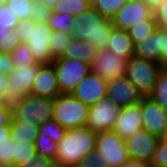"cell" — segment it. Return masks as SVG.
I'll return each mask as SVG.
<instances>
[{
  "label": "cell",
  "instance_id": "cell-27",
  "mask_svg": "<svg viewBox=\"0 0 167 167\" xmlns=\"http://www.w3.org/2000/svg\"><path fill=\"white\" fill-rule=\"evenodd\" d=\"M74 21L75 16L71 15L70 13L60 14L52 11L47 24L53 31L72 33Z\"/></svg>",
  "mask_w": 167,
  "mask_h": 167
},
{
  "label": "cell",
  "instance_id": "cell-8",
  "mask_svg": "<svg viewBox=\"0 0 167 167\" xmlns=\"http://www.w3.org/2000/svg\"><path fill=\"white\" fill-rule=\"evenodd\" d=\"M52 63L61 93H71L91 71L90 65L84 63L81 59L56 58Z\"/></svg>",
  "mask_w": 167,
  "mask_h": 167
},
{
  "label": "cell",
  "instance_id": "cell-32",
  "mask_svg": "<svg viewBox=\"0 0 167 167\" xmlns=\"http://www.w3.org/2000/svg\"><path fill=\"white\" fill-rule=\"evenodd\" d=\"M34 0H6V5L17 15L20 21L31 19V10Z\"/></svg>",
  "mask_w": 167,
  "mask_h": 167
},
{
  "label": "cell",
  "instance_id": "cell-31",
  "mask_svg": "<svg viewBox=\"0 0 167 167\" xmlns=\"http://www.w3.org/2000/svg\"><path fill=\"white\" fill-rule=\"evenodd\" d=\"M38 129L39 132H43V134H46L56 143H59L64 138L67 130L55 119H50L42 123Z\"/></svg>",
  "mask_w": 167,
  "mask_h": 167
},
{
  "label": "cell",
  "instance_id": "cell-9",
  "mask_svg": "<svg viewBox=\"0 0 167 167\" xmlns=\"http://www.w3.org/2000/svg\"><path fill=\"white\" fill-rule=\"evenodd\" d=\"M40 65L22 63L7 74L10 84L6 95L11 103L31 94Z\"/></svg>",
  "mask_w": 167,
  "mask_h": 167
},
{
  "label": "cell",
  "instance_id": "cell-2",
  "mask_svg": "<svg viewBox=\"0 0 167 167\" xmlns=\"http://www.w3.org/2000/svg\"><path fill=\"white\" fill-rule=\"evenodd\" d=\"M115 26L94 8L75 16L73 37L90 41L98 50L105 49Z\"/></svg>",
  "mask_w": 167,
  "mask_h": 167
},
{
  "label": "cell",
  "instance_id": "cell-10",
  "mask_svg": "<svg viewBox=\"0 0 167 167\" xmlns=\"http://www.w3.org/2000/svg\"><path fill=\"white\" fill-rule=\"evenodd\" d=\"M120 106L109 97L89 106L86 126L94 132L112 131L119 114Z\"/></svg>",
  "mask_w": 167,
  "mask_h": 167
},
{
  "label": "cell",
  "instance_id": "cell-13",
  "mask_svg": "<svg viewBox=\"0 0 167 167\" xmlns=\"http://www.w3.org/2000/svg\"><path fill=\"white\" fill-rule=\"evenodd\" d=\"M159 139L146 129L137 131L132 137L125 140L129 157L150 164Z\"/></svg>",
  "mask_w": 167,
  "mask_h": 167
},
{
  "label": "cell",
  "instance_id": "cell-12",
  "mask_svg": "<svg viewBox=\"0 0 167 167\" xmlns=\"http://www.w3.org/2000/svg\"><path fill=\"white\" fill-rule=\"evenodd\" d=\"M141 116L143 129L148 130L159 138L167 137V110L151 96L142 98Z\"/></svg>",
  "mask_w": 167,
  "mask_h": 167
},
{
  "label": "cell",
  "instance_id": "cell-42",
  "mask_svg": "<svg viewBox=\"0 0 167 167\" xmlns=\"http://www.w3.org/2000/svg\"><path fill=\"white\" fill-rule=\"evenodd\" d=\"M76 167H106L99 159L97 152H92L90 155L83 158V160Z\"/></svg>",
  "mask_w": 167,
  "mask_h": 167
},
{
  "label": "cell",
  "instance_id": "cell-35",
  "mask_svg": "<svg viewBox=\"0 0 167 167\" xmlns=\"http://www.w3.org/2000/svg\"><path fill=\"white\" fill-rule=\"evenodd\" d=\"M21 21L6 4L0 6V29H15Z\"/></svg>",
  "mask_w": 167,
  "mask_h": 167
},
{
  "label": "cell",
  "instance_id": "cell-21",
  "mask_svg": "<svg viewBox=\"0 0 167 167\" xmlns=\"http://www.w3.org/2000/svg\"><path fill=\"white\" fill-rule=\"evenodd\" d=\"M134 56L161 64L159 27L145 40L134 45Z\"/></svg>",
  "mask_w": 167,
  "mask_h": 167
},
{
  "label": "cell",
  "instance_id": "cell-37",
  "mask_svg": "<svg viewBox=\"0 0 167 167\" xmlns=\"http://www.w3.org/2000/svg\"><path fill=\"white\" fill-rule=\"evenodd\" d=\"M31 10V19L34 22L47 23L49 17L52 14V8L47 7L40 1H34L32 4Z\"/></svg>",
  "mask_w": 167,
  "mask_h": 167
},
{
  "label": "cell",
  "instance_id": "cell-50",
  "mask_svg": "<svg viewBox=\"0 0 167 167\" xmlns=\"http://www.w3.org/2000/svg\"><path fill=\"white\" fill-rule=\"evenodd\" d=\"M6 4V0H0V6Z\"/></svg>",
  "mask_w": 167,
  "mask_h": 167
},
{
  "label": "cell",
  "instance_id": "cell-48",
  "mask_svg": "<svg viewBox=\"0 0 167 167\" xmlns=\"http://www.w3.org/2000/svg\"><path fill=\"white\" fill-rule=\"evenodd\" d=\"M153 11L157 9L163 0H143Z\"/></svg>",
  "mask_w": 167,
  "mask_h": 167
},
{
  "label": "cell",
  "instance_id": "cell-38",
  "mask_svg": "<svg viewBox=\"0 0 167 167\" xmlns=\"http://www.w3.org/2000/svg\"><path fill=\"white\" fill-rule=\"evenodd\" d=\"M14 146L15 142L11 138L0 143V167L13 165Z\"/></svg>",
  "mask_w": 167,
  "mask_h": 167
},
{
  "label": "cell",
  "instance_id": "cell-15",
  "mask_svg": "<svg viewBox=\"0 0 167 167\" xmlns=\"http://www.w3.org/2000/svg\"><path fill=\"white\" fill-rule=\"evenodd\" d=\"M106 97H109L120 107H125L139 103L144 96L125 76L106 83Z\"/></svg>",
  "mask_w": 167,
  "mask_h": 167
},
{
  "label": "cell",
  "instance_id": "cell-34",
  "mask_svg": "<svg viewBox=\"0 0 167 167\" xmlns=\"http://www.w3.org/2000/svg\"><path fill=\"white\" fill-rule=\"evenodd\" d=\"M14 29H0V52L10 53L20 44Z\"/></svg>",
  "mask_w": 167,
  "mask_h": 167
},
{
  "label": "cell",
  "instance_id": "cell-46",
  "mask_svg": "<svg viewBox=\"0 0 167 167\" xmlns=\"http://www.w3.org/2000/svg\"><path fill=\"white\" fill-rule=\"evenodd\" d=\"M121 167H152L151 164L129 158Z\"/></svg>",
  "mask_w": 167,
  "mask_h": 167
},
{
  "label": "cell",
  "instance_id": "cell-45",
  "mask_svg": "<svg viewBox=\"0 0 167 167\" xmlns=\"http://www.w3.org/2000/svg\"><path fill=\"white\" fill-rule=\"evenodd\" d=\"M12 117L11 104H0V126L7 125Z\"/></svg>",
  "mask_w": 167,
  "mask_h": 167
},
{
  "label": "cell",
  "instance_id": "cell-30",
  "mask_svg": "<svg viewBox=\"0 0 167 167\" xmlns=\"http://www.w3.org/2000/svg\"><path fill=\"white\" fill-rule=\"evenodd\" d=\"M9 56L13 60L15 66H18L22 63L40 64L37 63V61L34 59V56L30 52V47L26 42H21L9 53Z\"/></svg>",
  "mask_w": 167,
  "mask_h": 167
},
{
  "label": "cell",
  "instance_id": "cell-41",
  "mask_svg": "<svg viewBox=\"0 0 167 167\" xmlns=\"http://www.w3.org/2000/svg\"><path fill=\"white\" fill-rule=\"evenodd\" d=\"M154 17L156 18L158 27L167 30V0H163L160 6L155 9Z\"/></svg>",
  "mask_w": 167,
  "mask_h": 167
},
{
  "label": "cell",
  "instance_id": "cell-18",
  "mask_svg": "<svg viewBox=\"0 0 167 167\" xmlns=\"http://www.w3.org/2000/svg\"><path fill=\"white\" fill-rule=\"evenodd\" d=\"M60 94L53 63L41 64L30 95L54 99Z\"/></svg>",
  "mask_w": 167,
  "mask_h": 167
},
{
  "label": "cell",
  "instance_id": "cell-4",
  "mask_svg": "<svg viewBox=\"0 0 167 167\" xmlns=\"http://www.w3.org/2000/svg\"><path fill=\"white\" fill-rule=\"evenodd\" d=\"M11 120L41 125L53 119L54 99L28 95L11 103Z\"/></svg>",
  "mask_w": 167,
  "mask_h": 167
},
{
  "label": "cell",
  "instance_id": "cell-36",
  "mask_svg": "<svg viewBox=\"0 0 167 167\" xmlns=\"http://www.w3.org/2000/svg\"><path fill=\"white\" fill-rule=\"evenodd\" d=\"M152 167H167V137L158 140L153 159Z\"/></svg>",
  "mask_w": 167,
  "mask_h": 167
},
{
  "label": "cell",
  "instance_id": "cell-14",
  "mask_svg": "<svg viewBox=\"0 0 167 167\" xmlns=\"http://www.w3.org/2000/svg\"><path fill=\"white\" fill-rule=\"evenodd\" d=\"M154 11L143 0H128L111 19L116 28L127 30L132 25L149 19Z\"/></svg>",
  "mask_w": 167,
  "mask_h": 167
},
{
  "label": "cell",
  "instance_id": "cell-26",
  "mask_svg": "<svg viewBox=\"0 0 167 167\" xmlns=\"http://www.w3.org/2000/svg\"><path fill=\"white\" fill-rule=\"evenodd\" d=\"M37 155L35 143L19 142L15 143L13 165L22 166L33 160Z\"/></svg>",
  "mask_w": 167,
  "mask_h": 167
},
{
  "label": "cell",
  "instance_id": "cell-40",
  "mask_svg": "<svg viewBox=\"0 0 167 167\" xmlns=\"http://www.w3.org/2000/svg\"><path fill=\"white\" fill-rule=\"evenodd\" d=\"M56 162L54 159L37 154L33 160L20 167H55Z\"/></svg>",
  "mask_w": 167,
  "mask_h": 167
},
{
  "label": "cell",
  "instance_id": "cell-20",
  "mask_svg": "<svg viewBox=\"0 0 167 167\" xmlns=\"http://www.w3.org/2000/svg\"><path fill=\"white\" fill-rule=\"evenodd\" d=\"M106 48L126 59L134 56V44L127 30L114 27Z\"/></svg>",
  "mask_w": 167,
  "mask_h": 167
},
{
  "label": "cell",
  "instance_id": "cell-28",
  "mask_svg": "<svg viewBox=\"0 0 167 167\" xmlns=\"http://www.w3.org/2000/svg\"><path fill=\"white\" fill-rule=\"evenodd\" d=\"M127 1L128 0H91V4L92 8L111 20Z\"/></svg>",
  "mask_w": 167,
  "mask_h": 167
},
{
  "label": "cell",
  "instance_id": "cell-47",
  "mask_svg": "<svg viewBox=\"0 0 167 167\" xmlns=\"http://www.w3.org/2000/svg\"><path fill=\"white\" fill-rule=\"evenodd\" d=\"M10 138V122L7 125L0 126V143Z\"/></svg>",
  "mask_w": 167,
  "mask_h": 167
},
{
  "label": "cell",
  "instance_id": "cell-23",
  "mask_svg": "<svg viewBox=\"0 0 167 167\" xmlns=\"http://www.w3.org/2000/svg\"><path fill=\"white\" fill-rule=\"evenodd\" d=\"M157 28L158 24L153 14L149 19L142 20L132 25L127 29V32L135 45L149 37Z\"/></svg>",
  "mask_w": 167,
  "mask_h": 167
},
{
  "label": "cell",
  "instance_id": "cell-51",
  "mask_svg": "<svg viewBox=\"0 0 167 167\" xmlns=\"http://www.w3.org/2000/svg\"><path fill=\"white\" fill-rule=\"evenodd\" d=\"M5 167H19V166H16V165H8V166H5Z\"/></svg>",
  "mask_w": 167,
  "mask_h": 167
},
{
  "label": "cell",
  "instance_id": "cell-11",
  "mask_svg": "<svg viewBox=\"0 0 167 167\" xmlns=\"http://www.w3.org/2000/svg\"><path fill=\"white\" fill-rule=\"evenodd\" d=\"M128 59L114 54L109 49L98 50L90 66L91 72L108 82L115 78H124Z\"/></svg>",
  "mask_w": 167,
  "mask_h": 167
},
{
  "label": "cell",
  "instance_id": "cell-49",
  "mask_svg": "<svg viewBox=\"0 0 167 167\" xmlns=\"http://www.w3.org/2000/svg\"><path fill=\"white\" fill-rule=\"evenodd\" d=\"M42 2L44 5H46L47 7H51L59 0H37Z\"/></svg>",
  "mask_w": 167,
  "mask_h": 167
},
{
  "label": "cell",
  "instance_id": "cell-3",
  "mask_svg": "<svg viewBox=\"0 0 167 167\" xmlns=\"http://www.w3.org/2000/svg\"><path fill=\"white\" fill-rule=\"evenodd\" d=\"M20 42H26L37 63L53 62L49 38L53 30L47 23L34 22L32 19L21 21L14 29Z\"/></svg>",
  "mask_w": 167,
  "mask_h": 167
},
{
  "label": "cell",
  "instance_id": "cell-25",
  "mask_svg": "<svg viewBox=\"0 0 167 167\" xmlns=\"http://www.w3.org/2000/svg\"><path fill=\"white\" fill-rule=\"evenodd\" d=\"M73 38L72 33L62 31H53L49 38V46L53 59L59 58L63 55L66 47Z\"/></svg>",
  "mask_w": 167,
  "mask_h": 167
},
{
  "label": "cell",
  "instance_id": "cell-33",
  "mask_svg": "<svg viewBox=\"0 0 167 167\" xmlns=\"http://www.w3.org/2000/svg\"><path fill=\"white\" fill-rule=\"evenodd\" d=\"M150 96L167 110V71L163 70L160 73L155 89Z\"/></svg>",
  "mask_w": 167,
  "mask_h": 167
},
{
  "label": "cell",
  "instance_id": "cell-24",
  "mask_svg": "<svg viewBox=\"0 0 167 167\" xmlns=\"http://www.w3.org/2000/svg\"><path fill=\"white\" fill-rule=\"evenodd\" d=\"M92 8L91 0H59L52 6V11L73 16L82 14Z\"/></svg>",
  "mask_w": 167,
  "mask_h": 167
},
{
  "label": "cell",
  "instance_id": "cell-43",
  "mask_svg": "<svg viewBox=\"0 0 167 167\" xmlns=\"http://www.w3.org/2000/svg\"><path fill=\"white\" fill-rule=\"evenodd\" d=\"M9 84L10 80L8 79L7 74L0 72V104H11L6 95Z\"/></svg>",
  "mask_w": 167,
  "mask_h": 167
},
{
  "label": "cell",
  "instance_id": "cell-17",
  "mask_svg": "<svg viewBox=\"0 0 167 167\" xmlns=\"http://www.w3.org/2000/svg\"><path fill=\"white\" fill-rule=\"evenodd\" d=\"M141 129H143L141 101L137 104L120 107L113 131L126 140Z\"/></svg>",
  "mask_w": 167,
  "mask_h": 167
},
{
  "label": "cell",
  "instance_id": "cell-6",
  "mask_svg": "<svg viewBox=\"0 0 167 167\" xmlns=\"http://www.w3.org/2000/svg\"><path fill=\"white\" fill-rule=\"evenodd\" d=\"M162 71V65L159 63L131 56L127 62L125 76L143 96H150Z\"/></svg>",
  "mask_w": 167,
  "mask_h": 167
},
{
  "label": "cell",
  "instance_id": "cell-1",
  "mask_svg": "<svg viewBox=\"0 0 167 167\" xmlns=\"http://www.w3.org/2000/svg\"><path fill=\"white\" fill-rule=\"evenodd\" d=\"M97 134L86 125L67 129L58 143L56 166L76 167L83 158L95 152Z\"/></svg>",
  "mask_w": 167,
  "mask_h": 167
},
{
  "label": "cell",
  "instance_id": "cell-39",
  "mask_svg": "<svg viewBox=\"0 0 167 167\" xmlns=\"http://www.w3.org/2000/svg\"><path fill=\"white\" fill-rule=\"evenodd\" d=\"M159 48L162 68L167 71V30L162 27H159Z\"/></svg>",
  "mask_w": 167,
  "mask_h": 167
},
{
  "label": "cell",
  "instance_id": "cell-19",
  "mask_svg": "<svg viewBox=\"0 0 167 167\" xmlns=\"http://www.w3.org/2000/svg\"><path fill=\"white\" fill-rule=\"evenodd\" d=\"M97 53L98 49L90 41L78 40L73 37L63 55L59 58L81 59L84 63L91 66Z\"/></svg>",
  "mask_w": 167,
  "mask_h": 167
},
{
  "label": "cell",
  "instance_id": "cell-22",
  "mask_svg": "<svg viewBox=\"0 0 167 167\" xmlns=\"http://www.w3.org/2000/svg\"><path fill=\"white\" fill-rule=\"evenodd\" d=\"M39 125L21 120H10V138L15 142L35 143Z\"/></svg>",
  "mask_w": 167,
  "mask_h": 167
},
{
  "label": "cell",
  "instance_id": "cell-16",
  "mask_svg": "<svg viewBox=\"0 0 167 167\" xmlns=\"http://www.w3.org/2000/svg\"><path fill=\"white\" fill-rule=\"evenodd\" d=\"M106 81L91 71L71 91V95L91 106L106 97Z\"/></svg>",
  "mask_w": 167,
  "mask_h": 167
},
{
  "label": "cell",
  "instance_id": "cell-5",
  "mask_svg": "<svg viewBox=\"0 0 167 167\" xmlns=\"http://www.w3.org/2000/svg\"><path fill=\"white\" fill-rule=\"evenodd\" d=\"M88 111L89 106L70 93H62L54 98L53 119L65 129L85 126Z\"/></svg>",
  "mask_w": 167,
  "mask_h": 167
},
{
  "label": "cell",
  "instance_id": "cell-44",
  "mask_svg": "<svg viewBox=\"0 0 167 167\" xmlns=\"http://www.w3.org/2000/svg\"><path fill=\"white\" fill-rule=\"evenodd\" d=\"M14 68H15L14 62L10 58L9 54L0 52V72L8 74L12 72Z\"/></svg>",
  "mask_w": 167,
  "mask_h": 167
},
{
  "label": "cell",
  "instance_id": "cell-29",
  "mask_svg": "<svg viewBox=\"0 0 167 167\" xmlns=\"http://www.w3.org/2000/svg\"><path fill=\"white\" fill-rule=\"evenodd\" d=\"M37 154L43 155L55 160L58 143L54 142L50 137L43 132H39L35 141Z\"/></svg>",
  "mask_w": 167,
  "mask_h": 167
},
{
  "label": "cell",
  "instance_id": "cell-7",
  "mask_svg": "<svg viewBox=\"0 0 167 167\" xmlns=\"http://www.w3.org/2000/svg\"><path fill=\"white\" fill-rule=\"evenodd\" d=\"M95 152L106 167H121L130 158L125 140L113 130L97 134Z\"/></svg>",
  "mask_w": 167,
  "mask_h": 167
}]
</instances>
